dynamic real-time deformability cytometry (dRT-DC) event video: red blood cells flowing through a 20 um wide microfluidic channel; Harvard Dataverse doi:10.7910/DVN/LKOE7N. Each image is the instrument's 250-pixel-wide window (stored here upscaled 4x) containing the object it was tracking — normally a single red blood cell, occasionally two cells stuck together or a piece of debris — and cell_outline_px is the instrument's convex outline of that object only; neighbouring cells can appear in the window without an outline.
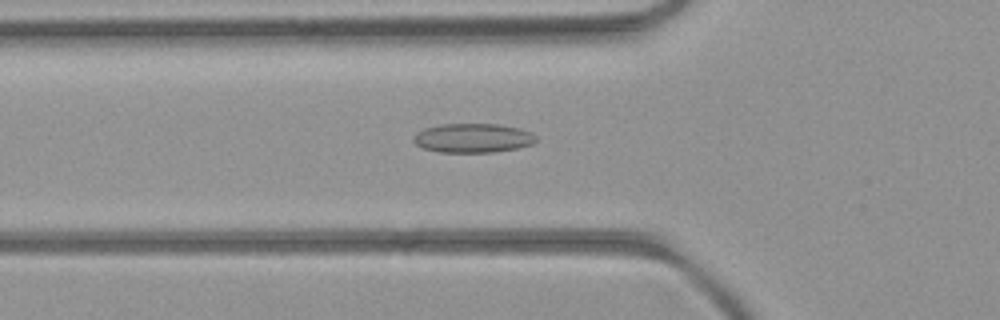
{"species": "common noctule bat (a hibernating species)", "species_latin": "Nyctalus noctula", "temperature_condition": "room temperature", "stored_images_in_passage": 48, "camera_frame_rate_fps": 3000, "um_per_image_px": 0.085, "animal": {"sex": "female", "body_mass_g": 21.9}, "frame": {"image": 1, "passage_image": 15, "time_ms": 4.667, "image_size_px": [1000, 320], "cell_outline_px": [[536, 140], [532, 144], [516, 148], [492, 152], [440, 152], [424, 148], [416, 144], [412, 140], [416, 132], [424, 128], [440, 124], [500, 124], [520, 128], [532, 132], [536, 136]], "centroid_in_image_um": [40.19, 11.72], "position_along_channel_um": 85.6, "area_um2": 20.87}}
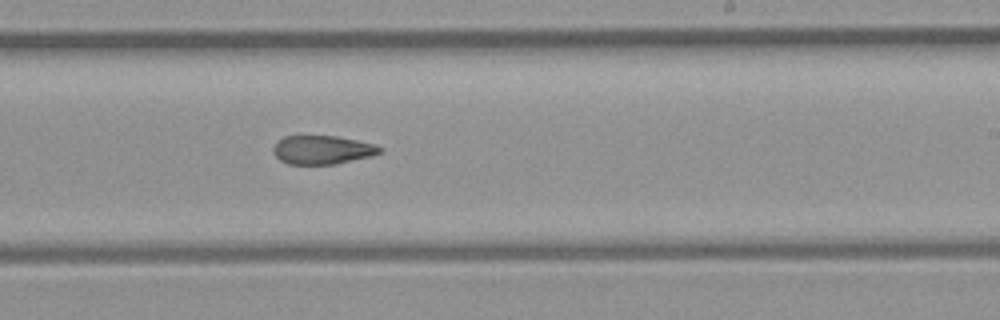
{"frame": {"image": 2, "passage_image": 28, "time_ms": 9.0, "image_size_px": [1000, 320], "cell_outline_px": [[384, 148], [380, 152], [372, 156], [336, 164], [288, 164], [280, 160], [272, 152], [272, 148], [284, 136], [336, 136], [376, 144]], "centroid_in_image_um": [27.42, 12.74], "position_along_channel_um": 261.6, "area_um2": 17.8}}
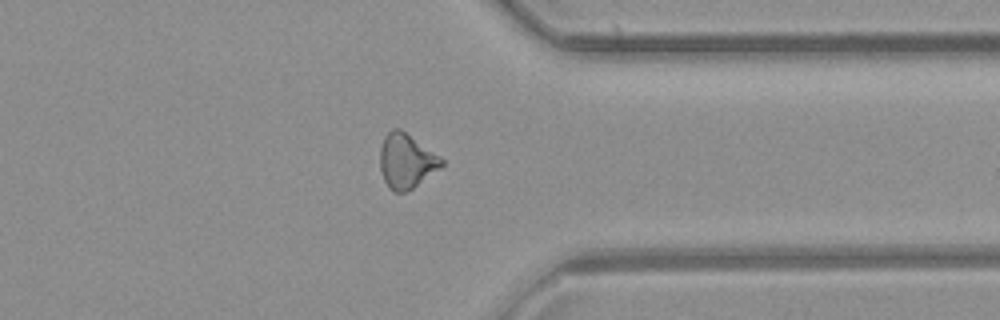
{"frame": {"image": 3, "passage_image": 37, "time_ms": 12.0, "image_size_px": [1000, 320], "cell_outline_px": [[444, 164], [440, 168], [412, 188], [404, 192], [392, 192], [388, 188], [384, 180], [380, 168], [380, 148], [384, 136], [392, 128], [400, 128], [440, 156], [444, 160]], "centroid_in_image_um": [34.52, 13.68], "position_along_channel_um": 376.9, "area_um2": 19.54}, "authors_computed_cell_mechanics": {"area_um2": 19.2185, "velocity_mm_per_s": 4.0498, "shape_relaxation_time_tau1_ms": null, "shape_relaxation_time_tau2_ms": 3.4365, "deformation_change_tau1": null, "deformation_change_tau2": 0.1078}}